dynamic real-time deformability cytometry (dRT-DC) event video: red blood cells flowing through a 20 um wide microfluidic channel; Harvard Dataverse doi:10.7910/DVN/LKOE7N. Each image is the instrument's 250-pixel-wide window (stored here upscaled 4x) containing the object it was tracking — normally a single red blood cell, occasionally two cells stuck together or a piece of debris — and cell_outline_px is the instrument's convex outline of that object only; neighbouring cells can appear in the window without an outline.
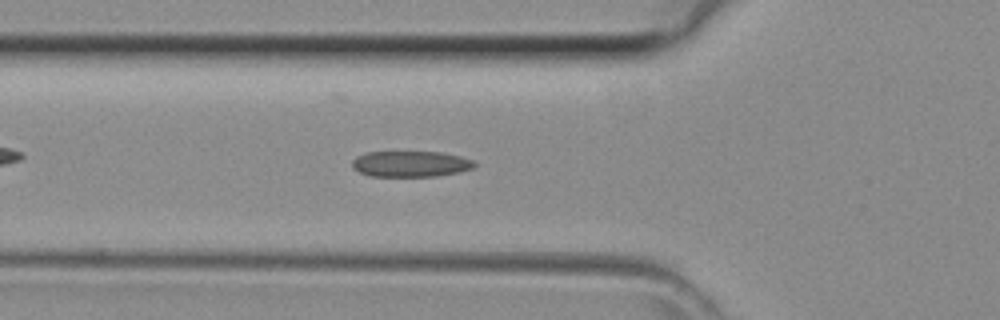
{"species": "common noctule bat (a hibernating species)", "species_latin": "Nyctalus noctula", "temperature_condition": "room temperature", "stored_images_in_passage": 31, "camera_frame_rate_fps": 3000, "um_per_image_px": 0.085, "animal": {"sex": "female", "body_mass_g": 29.2, "forearm_length_mm": 56.3}, "frame": {"image": 1, "passage_image": 6, "time_ms": 1.667, "image_size_px": [1000, 320], "cell_outline_px": [[476, 164], [472, 168], [460, 172], [436, 176], [372, 176], [360, 172], [352, 168], [352, 160], [356, 156], [364, 152], [440, 152], [460, 156], [472, 160]], "centroid_in_image_um": [34.88, 13.93], "position_along_channel_um": 90.9, "area_um2": 18.44}}
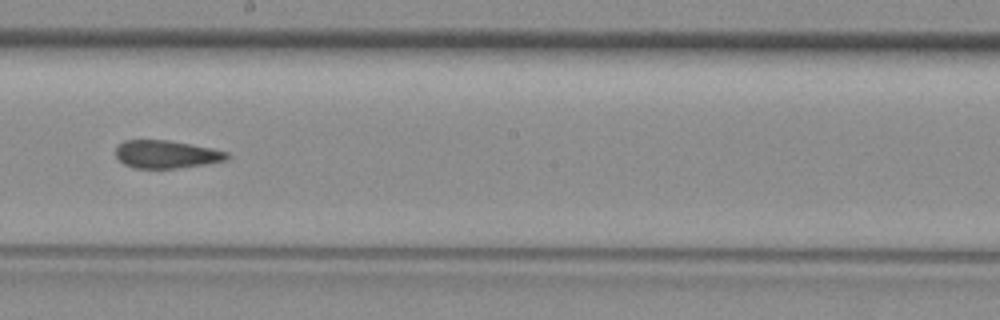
{"frame": {"image": 2, "passage_image": 15, "time_ms": 4.667, "image_size_px": [1000, 320], "cell_outline_px": [[232, 156], [228, 160], [204, 164], [176, 168], [136, 168], [124, 164], [116, 156], [116, 148], [124, 140], [168, 140], [212, 148], [228, 152]], "centroid_in_image_um": [14.18, 13.11], "position_along_channel_um": 234.0, "area_um2": 18.03}}
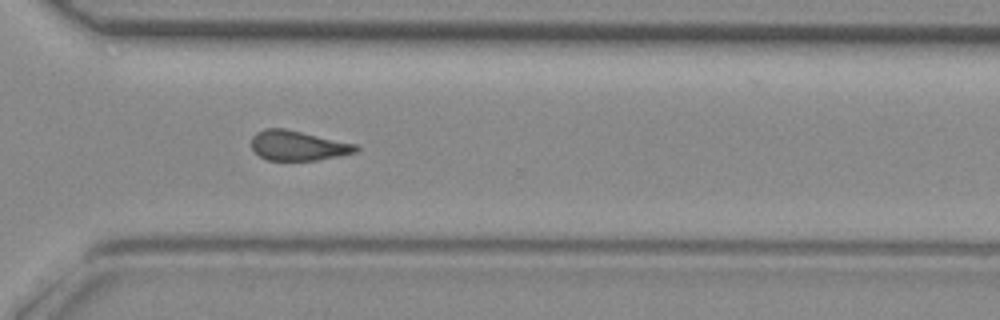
{"frame": {"image": 3, "passage_image": 22, "time_ms": 7.0, "image_size_px": [1000, 320], "cell_outline_px": [[360, 148], [356, 152], [340, 156], [316, 160], [268, 160], [260, 156], [252, 148], [252, 136], [256, 132], [264, 128], [284, 128], [356, 144]], "centroid_in_image_um": [25.32, 12.37], "position_along_channel_um": 345.3, "area_um2": 18.09}}